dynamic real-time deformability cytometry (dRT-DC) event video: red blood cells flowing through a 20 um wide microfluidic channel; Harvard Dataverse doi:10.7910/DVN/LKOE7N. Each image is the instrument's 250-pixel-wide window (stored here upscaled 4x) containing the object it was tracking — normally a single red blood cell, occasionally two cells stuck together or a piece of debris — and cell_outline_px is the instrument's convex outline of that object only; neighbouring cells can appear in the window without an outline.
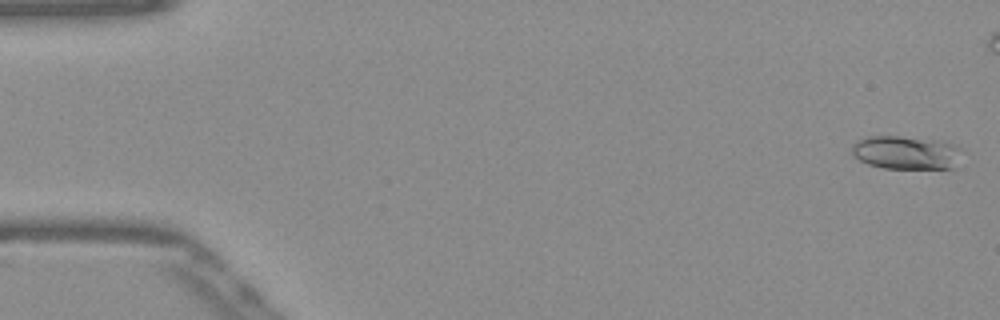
{"species": "Egyptian fruit bat (a non-hibernating species)", "species_latin": "Rousettus aegyptiacus", "temperature_condition": "warm", "stored_images_in_passage": 47, "camera_frame_rate_fps": 3000, "um_per_image_px": 0.085, "frame": {"image": 1, "passage_image": 2, "time_ms": 0.333, "image_size_px": [1000, 320], "cell_outline_px": [[960, 148], [952, 168], [884, 168], [868, 164], [860, 160], [852, 152], [852, 144], [868, 136], [900, 136], [936, 140], [952, 144]], "centroid_in_image_um": [76.95, 12.96], "position_along_channel_um": 8.1, "area_um2": 20.87}}
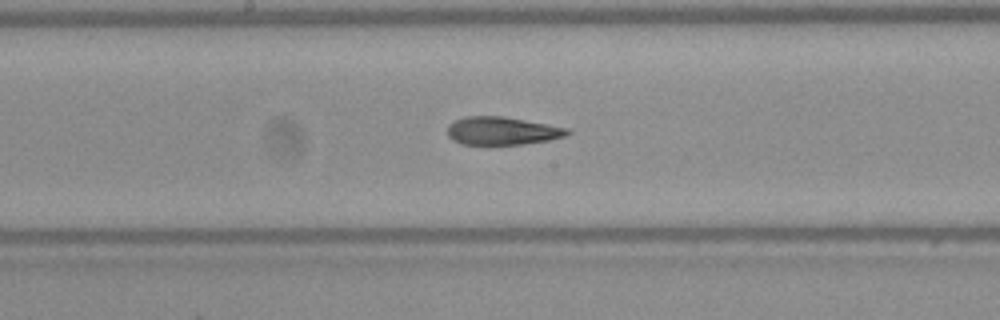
{"frame": {"image": 2, "passage_image": 28, "time_ms": 9.0, "image_size_px": [1000, 320], "cell_outline_px": [[572, 132], [564, 136], [548, 140], [524, 144], [460, 144], [452, 140], [448, 136], [448, 124], [464, 116], [504, 116], [568, 128]], "centroid_in_image_um": [42.66, 11.12], "position_along_channel_um": 205.5, "area_um2": 19.54}}
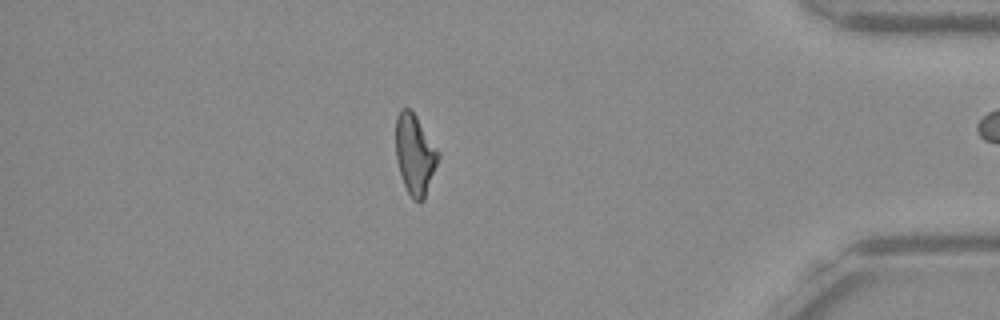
{"frame": {"image": 3, "passage_image": 46, "time_ms": 15.0, "image_size_px": [1000, 320], "cell_outline_px": [[440, 156], [424, 200], [420, 204], [412, 200], [404, 184], [396, 160], [396, 116], [404, 108], [408, 108], [416, 116], [440, 152]], "centroid_in_image_um": [35.28, 13.17], "position_along_channel_um": 399.9, "area_um2": 19.83}}